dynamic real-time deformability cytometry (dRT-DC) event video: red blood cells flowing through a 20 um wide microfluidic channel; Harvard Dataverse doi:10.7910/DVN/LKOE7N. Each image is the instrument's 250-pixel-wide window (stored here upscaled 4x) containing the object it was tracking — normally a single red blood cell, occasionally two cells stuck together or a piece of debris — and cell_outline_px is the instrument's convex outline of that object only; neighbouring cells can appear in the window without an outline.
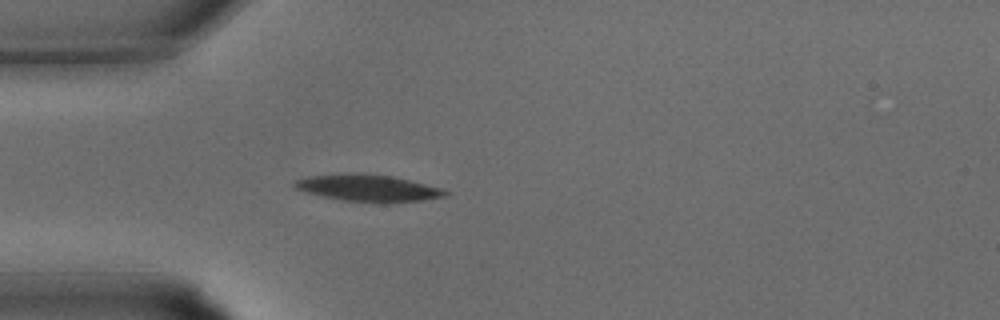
{"species": "common noctule bat (a hibernating species)", "species_latin": "Nyctalus noctula", "temperature_condition": "warm", "stored_images_in_passage": 25, "camera_frame_rate_fps": 3000, "um_per_image_px": 0.085, "animal": {"sex": "male", "body_mass_g": 15.6}, "frame": {"image": 1, "passage_image": 1, "time_ms": 0.0, "image_size_px": [1000, 320], "cell_outline_px": [[448, 196], [424, 200], [384, 204], [344, 200], [324, 196], [292, 188], [292, 180], [308, 176], [344, 172], [364, 172], [392, 176], [440, 188], [448, 192]], "centroid_in_image_um": [31.24, 15.97], "position_along_channel_um": 53.8, "area_um2": 24.1}}
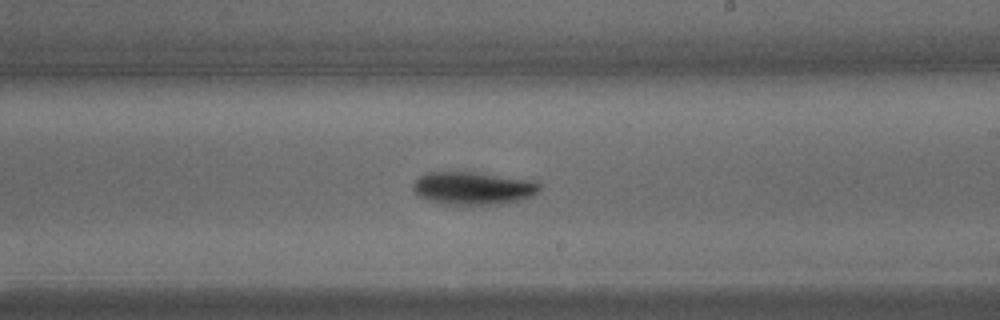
{"frame": {"image": 2, "passage_image": 11, "time_ms": 3.333, "image_size_px": [1000, 320], "cell_outline_px": [[540, 192], [532, 196], [520, 200], [500, 204], [448, 204], [428, 200], [420, 196], [412, 188], [412, 184], [424, 172], [472, 172], [536, 180], [540, 184]], "centroid_in_image_um": [40.26, 15.98], "position_along_channel_um": 248.7, "area_um2": 24.22}}
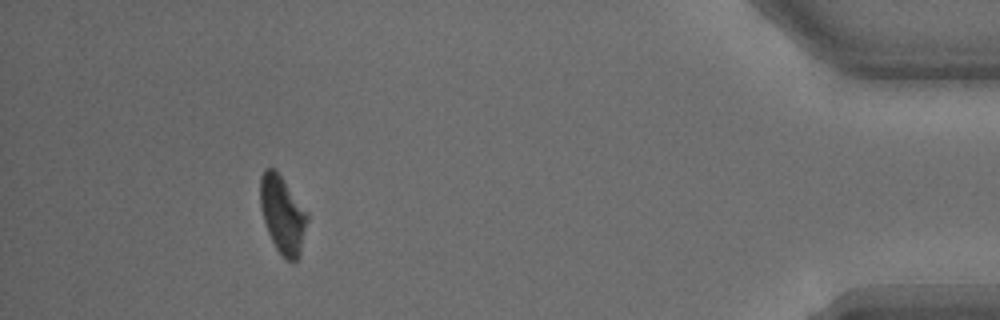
{"frame": {"image": 3, "passage_image": 22, "time_ms": 7.0, "image_size_px": [1000, 320], "cell_outline_px": [[308, 220], [300, 256], [292, 264], [284, 260], [276, 248], [268, 232], [260, 208], [260, 176], [264, 168], [272, 168], [280, 176], [308, 212]], "centroid_in_image_um": [24.03, 18.3], "position_along_channel_um": 411.2, "area_um2": 21.33}}